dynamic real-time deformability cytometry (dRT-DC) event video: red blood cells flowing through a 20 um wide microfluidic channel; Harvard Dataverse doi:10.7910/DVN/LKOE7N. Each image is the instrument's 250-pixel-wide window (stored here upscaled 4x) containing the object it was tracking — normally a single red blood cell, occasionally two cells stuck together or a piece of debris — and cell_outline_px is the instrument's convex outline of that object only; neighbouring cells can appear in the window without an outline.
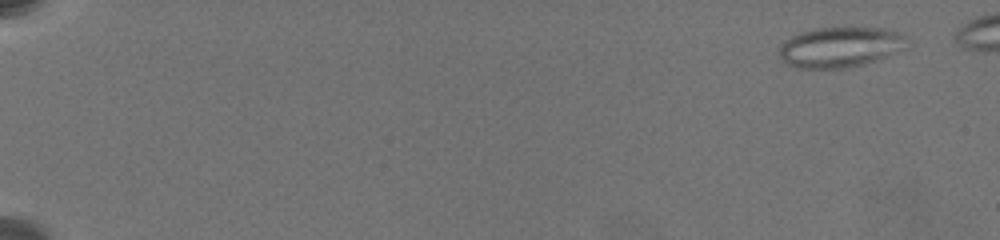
{"species": "common noctule bat (a hibernating species)", "species_latin": "Nyctalus noctula", "temperature_condition": "warm", "stored_images_in_passage": 50, "camera_frame_rate_fps": 3000, "um_per_image_px": 0.085, "animal": {"sex": "female", "body_mass_g": 19.5, "forearm_length_mm": 54.1}, "frame": {"image": 1, "passage_image": 3, "time_ms": 1.333, "image_size_px": [1000, 240], "cell_outline_px": [[912, 40], [904, 48], [888, 56], [864, 64], [844, 68], [796, 68], [788, 64], [776, 52], [780, 44], [784, 40], [800, 32], [816, 28], [884, 28], [908, 32], [912, 36]], "centroid_in_image_um": [71.5, 3.98], "position_along_channel_um": 13.5, "area_um2": 30.75}}
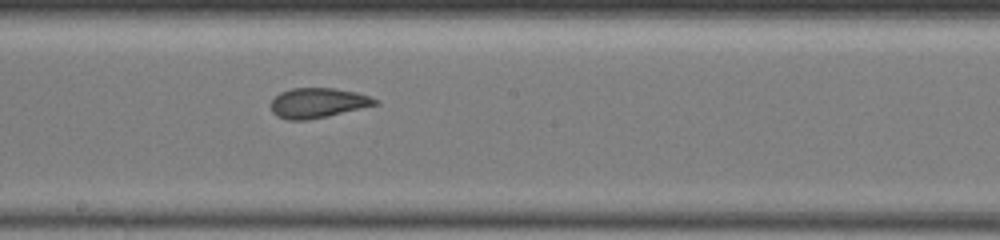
{"frame": {"image": 2, "passage_image": 31, "time_ms": 13.0, "image_size_px": [1000, 240], "cell_outline_px": [[380, 104], [328, 116], [308, 120], [288, 120], [276, 116], [272, 112], [272, 100], [280, 92], [292, 88], [336, 88], [356, 92], [380, 100]], "centroid_in_image_um": [27.04, 8.75], "position_along_channel_um": 221.2, "area_um2": 18.26}}
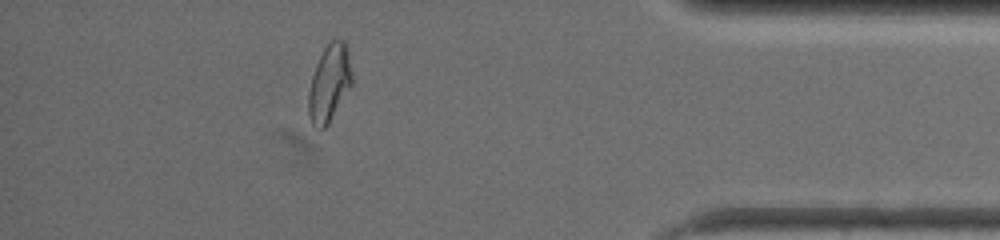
{"frame": {"image": 3, "passage_image": 45, "time_ms": 19.333, "image_size_px": [1000, 240], "cell_outline_px": [[352, 84], [328, 124], [320, 132], [312, 124], [308, 116], [308, 92], [312, 76], [316, 64], [324, 48], [332, 40], [344, 40], [348, 52], [352, 76]], "centroid_in_image_um": [27.97, 7.11], "position_along_channel_um": 407.2, "area_um2": 19.42}, "authors_computed_cell_mechanics": {"area_um2": 19.941, "velocity_mm_per_s": 3.4226, "shape_relaxation_time_tau1_ms": null, "shape_relaxation_time_tau2_ms": 1.6276, "deformation_change_tau1": null, "deformation_change_tau2": 0.0889}}